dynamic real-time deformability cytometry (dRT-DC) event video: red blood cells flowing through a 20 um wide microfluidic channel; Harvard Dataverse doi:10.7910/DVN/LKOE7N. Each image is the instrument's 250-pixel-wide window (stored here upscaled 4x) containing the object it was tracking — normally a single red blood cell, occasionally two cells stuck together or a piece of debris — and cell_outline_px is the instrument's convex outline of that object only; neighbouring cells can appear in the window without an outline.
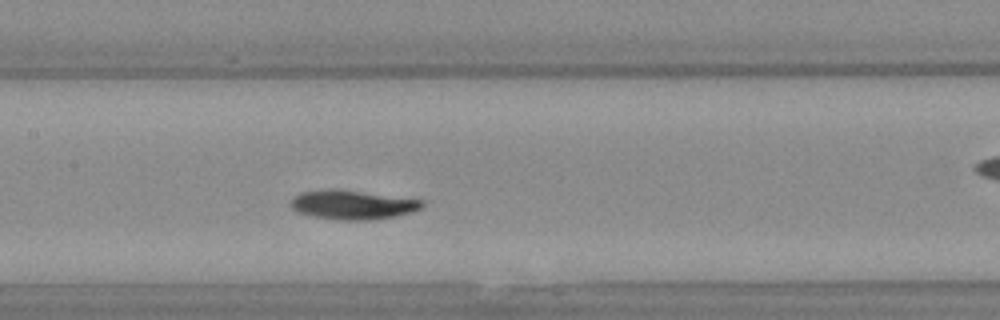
{"species": "Egyptian fruit bat (a non-hibernating species)", "species_latin": "Rousettus aegyptiacus", "temperature_condition": "warm", "stored_images_in_passage": 37, "camera_frame_rate_fps": 3000, "um_per_image_px": 0.085, "animal": {"sex": "female"}, "frame": {"image": 1, "passage_image": 11, "time_ms": 3.333, "image_size_px": [1000, 320], "cell_outline_px": [[424, 204], [420, 208], [412, 212], [396, 216], [372, 220], [336, 220], [316, 216], [300, 212], [292, 208], [292, 200], [300, 192], [356, 192], [424, 200]], "centroid_in_image_um": [30.06, 17.46], "position_along_channel_um": 177.3, "area_um2": 20.92}}
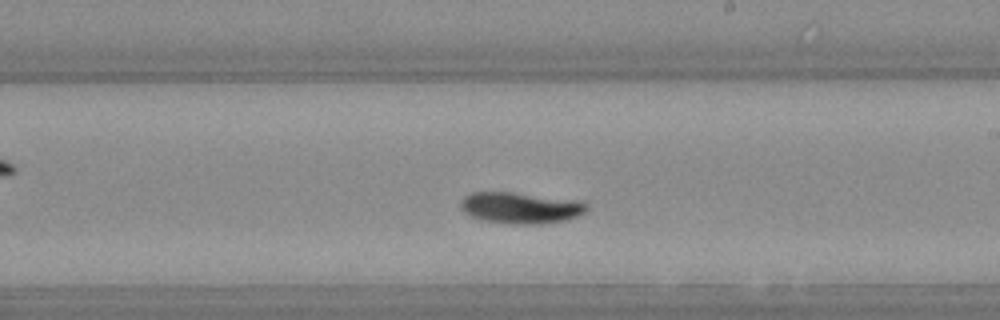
{"frame": {"image": 2, "passage_image": 16, "time_ms": 5.0, "image_size_px": [1000, 320], "cell_outline_px": [[588, 208], [584, 212], [576, 216], [564, 220], [544, 224], [512, 224], [484, 220], [468, 216], [460, 208], [460, 200], [464, 196], [472, 192], [512, 192], [588, 204]], "centroid_in_image_um": [44.11, 17.68], "position_along_channel_um": 244.9, "area_um2": 22.43}}